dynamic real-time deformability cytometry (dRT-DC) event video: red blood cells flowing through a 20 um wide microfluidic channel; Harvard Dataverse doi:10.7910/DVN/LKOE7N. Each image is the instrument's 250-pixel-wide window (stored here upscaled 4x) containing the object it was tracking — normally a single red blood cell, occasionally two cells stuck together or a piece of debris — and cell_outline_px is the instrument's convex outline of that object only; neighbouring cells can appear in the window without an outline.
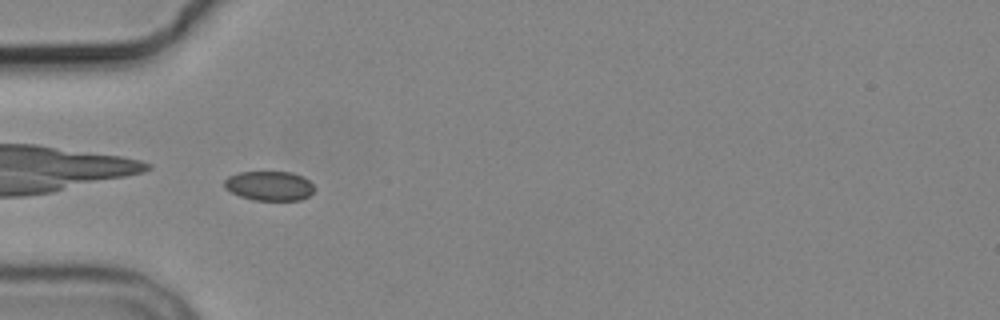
{"species": "common noctule bat (a hibernating species)", "species_latin": "Nyctalus noctula", "temperature_condition": "cold", "stored_images_in_passage": 5, "camera_frame_rate_fps": 3000, "um_per_image_px": 0.085, "animal": {"sex": "male", "body_mass_g": 19.2, "forearm_length_mm": 51.8}, "frame": {"image": 1, "passage_image": 5, "time_ms": 4.667, "image_size_px": [1000, 320], "cell_outline_px": [[312, 192], [308, 196], [300, 200], [252, 200], [240, 196], [224, 188], [224, 180], [228, 176], [240, 172], [292, 172], [308, 180], [312, 184]], "centroid_in_image_um": [22.85, 15.8], "position_along_channel_um": 62.2, "area_um2": 15.32}}